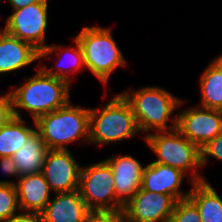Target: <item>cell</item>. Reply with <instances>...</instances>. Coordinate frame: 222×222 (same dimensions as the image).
<instances>
[{"instance_id":"29","label":"cell","mask_w":222,"mask_h":222,"mask_svg":"<svg viewBox=\"0 0 222 222\" xmlns=\"http://www.w3.org/2000/svg\"><path fill=\"white\" fill-rule=\"evenodd\" d=\"M44 0H7L9 6H11V10H17L20 8H24L30 4L39 3Z\"/></svg>"},{"instance_id":"13","label":"cell","mask_w":222,"mask_h":222,"mask_svg":"<svg viewBox=\"0 0 222 222\" xmlns=\"http://www.w3.org/2000/svg\"><path fill=\"white\" fill-rule=\"evenodd\" d=\"M105 160L112 168L116 197L125 205L142 187L144 165L132 155L116 154Z\"/></svg>"},{"instance_id":"2","label":"cell","mask_w":222,"mask_h":222,"mask_svg":"<svg viewBox=\"0 0 222 222\" xmlns=\"http://www.w3.org/2000/svg\"><path fill=\"white\" fill-rule=\"evenodd\" d=\"M68 81L47 75L40 67L36 74L10 90L14 116L22 118L19 110L30 113L32 120L66 106L70 102Z\"/></svg>"},{"instance_id":"31","label":"cell","mask_w":222,"mask_h":222,"mask_svg":"<svg viewBox=\"0 0 222 222\" xmlns=\"http://www.w3.org/2000/svg\"><path fill=\"white\" fill-rule=\"evenodd\" d=\"M85 222H92V215H91L90 218H89L87 221H85Z\"/></svg>"},{"instance_id":"4","label":"cell","mask_w":222,"mask_h":222,"mask_svg":"<svg viewBox=\"0 0 222 222\" xmlns=\"http://www.w3.org/2000/svg\"><path fill=\"white\" fill-rule=\"evenodd\" d=\"M36 130L48 149L68 150V144L81 140L89 144V107L72 105L42 115L35 120Z\"/></svg>"},{"instance_id":"18","label":"cell","mask_w":222,"mask_h":222,"mask_svg":"<svg viewBox=\"0 0 222 222\" xmlns=\"http://www.w3.org/2000/svg\"><path fill=\"white\" fill-rule=\"evenodd\" d=\"M188 198L196 205L201 222H222V198L209 181L193 183Z\"/></svg>"},{"instance_id":"11","label":"cell","mask_w":222,"mask_h":222,"mask_svg":"<svg viewBox=\"0 0 222 222\" xmlns=\"http://www.w3.org/2000/svg\"><path fill=\"white\" fill-rule=\"evenodd\" d=\"M176 200L169 194L153 193L142 187L123 206L128 222H168Z\"/></svg>"},{"instance_id":"9","label":"cell","mask_w":222,"mask_h":222,"mask_svg":"<svg viewBox=\"0 0 222 222\" xmlns=\"http://www.w3.org/2000/svg\"><path fill=\"white\" fill-rule=\"evenodd\" d=\"M177 113V129L199 149L222 133L221 110L195 105Z\"/></svg>"},{"instance_id":"23","label":"cell","mask_w":222,"mask_h":222,"mask_svg":"<svg viewBox=\"0 0 222 222\" xmlns=\"http://www.w3.org/2000/svg\"><path fill=\"white\" fill-rule=\"evenodd\" d=\"M168 222H201L196 205L187 197L176 201Z\"/></svg>"},{"instance_id":"12","label":"cell","mask_w":222,"mask_h":222,"mask_svg":"<svg viewBox=\"0 0 222 222\" xmlns=\"http://www.w3.org/2000/svg\"><path fill=\"white\" fill-rule=\"evenodd\" d=\"M185 177L192 185L193 182L181 170L150 162L143 169L142 188L153 193L169 194L178 201L187 198L190 193V189L185 192L180 188Z\"/></svg>"},{"instance_id":"3","label":"cell","mask_w":222,"mask_h":222,"mask_svg":"<svg viewBox=\"0 0 222 222\" xmlns=\"http://www.w3.org/2000/svg\"><path fill=\"white\" fill-rule=\"evenodd\" d=\"M140 133L130 103L121 93L98 108H89V144L103 146Z\"/></svg>"},{"instance_id":"8","label":"cell","mask_w":222,"mask_h":222,"mask_svg":"<svg viewBox=\"0 0 222 222\" xmlns=\"http://www.w3.org/2000/svg\"><path fill=\"white\" fill-rule=\"evenodd\" d=\"M48 2L49 0H44L12 10L2 29L9 35L31 44L39 52L44 50L49 45L46 44Z\"/></svg>"},{"instance_id":"30","label":"cell","mask_w":222,"mask_h":222,"mask_svg":"<svg viewBox=\"0 0 222 222\" xmlns=\"http://www.w3.org/2000/svg\"><path fill=\"white\" fill-rule=\"evenodd\" d=\"M222 67V53L218 56L214 58Z\"/></svg>"},{"instance_id":"17","label":"cell","mask_w":222,"mask_h":222,"mask_svg":"<svg viewBox=\"0 0 222 222\" xmlns=\"http://www.w3.org/2000/svg\"><path fill=\"white\" fill-rule=\"evenodd\" d=\"M15 188L20 211L41 213L53 193L41 172L20 176L15 183Z\"/></svg>"},{"instance_id":"16","label":"cell","mask_w":222,"mask_h":222,"mask_svg":"<svg viewBox=\"0 0 222 222\" xmlns=\"http://www.w3.org/2000/svg\"><path fill=\"white\" fill-rule=\"evenodd\" d=\"M39 59V51L24 42L0 30V74L11 73L26 68Z\"/></svg>"},{"instance_id":"21","label":"cell","mask_w":222,"mask_h":222,"mask_svg":"<svg viewBox=\"0 0 222 222\" xmlns=\"http://www.w3.org/2000/svg\"><path fill=\"white\" fill-rule=\"evenodd\" d=\"M201 101L198 106L222 111V67L213 59L199 77Z\"/></svg>"},{"instance_id":"15","label":"cell","mask_w":222,"mask_h":222,"mask_svg":"<svg viewBox=\"0 0 222 222\" xmlns=\"http://www.w3.org/2000/svg\"><path fill=\"white\" fill-rule=\"evenodd\" d=\"M73 43L74 45L68 47L61 46V44H52L48 45L44 50H41L39 52V59H42V61L43 59H46V57L51 59V55L53 53H56V57L58 59L54 67L52 66L51 68H49L45 65H39L40 68L47 75L64 79L71 84L73 80L72 75L77 74L79 71L82 72L83 68L85 69L84 57L81 46L75 38L73 40ZM65 61L67 62V65L66 63H64Z\"/></svg>"},{"instance_id":"22","label":"cell","mask_w":222,"mask_h":222,"mask_svg":"<svg viewBox=\"0 0 222 222\" xmlns=\"http://www.w3.org/2000/svg\"><path fill=\"white\" fill-rule=\"evenodd\" d=\"M13 179L0 180V222H5L20 211L18 197Z\"/></svg>"},{"instance_id":"19","label":"cell","mask_w":222,"mask_h":222,"mask_svg":"<svg viewBox=\"0 0 222 222\" xmlns=\"http://www.w3.org/2000/svg\"><path fill=\"white\" fill-rule=\"evenodd\" d=\"M48 150L36 131L11 157L16 164L19 175L40 173Z\"/></svg>"},{"instance_id":"6","label":"cell","mask_w":222,"mask_h":222,"mask_svg":"<svg viewBox=\"0 0 222 222\" xmlns=\"http://www.w3.org/2000/svg\"><path fill=\"white\" fill-rule=\"evenodd\" d=\"M144 141L156 155L153 162L177 168L188 173L190 180L195 182L205 181L198 169L201 167V151L190 142L177 128L171 131L153 132L144 136Z\"/></svg>"},{"instance_id":"26","label":"cell","mask_w":222,"mask_h":222,"mask_svg":"<svg viewBox=\"0 0 222 222\" xmlns=\"http://www.w3.org/2000/svg\"><path fill=\"white\" fill-rule=\"evenodd\" d=\"M5 222H44V219L40 212L19 211Z\"/></svg>"},{"instance_id":"20","label":"cell","mask_w":222,"mask_h":222,"mask_svg":"<svg viewBox=\"0 0 222 222\" xmlns=\"http://www.w3.org/2000/svg\"><path fill=\"white\" fill-rule=\"evenodd\" d=\"M24 118L13 117L0 127V157H12L24 143L37 131L33 120L27 125Z\"/></svg>"},{"instance_id":"25","label":"cell","mask_w":222,"mask_h":222,"mask_svg":"<svg viewBox=\"0 0 222 222\" xmlns=\"http://www.w3.org/2000/svg\"><path fill=\"white\" fill-rule=\"evenodd\" d=\"M14 117L13 103L10 91L0 94V127L4 126Z\"/></svg>"},{"instance_id":"27","label":"cell","mask_w":222,"mask_h":222,"mask_svg":"<svg viewBox=\"0 0 222 222\" xmlns=\"http://www.w3.org/2000/svg\"><path fill=\"white\" fill-rule=\"evenodd\" d=\"M92 222H128L122 211L92 213Z\"/></svg>"},{"instance_id":"7","label":"cell","mask_w":222,"mask_h":222,"mask_svg":"<svg viewBox=\"0 0 222 222\" xmlns=\"http://www.w3.org/2000/svg\"><path fill=\"white\" fill-rule=\"evenodd\" d=\"M79 192L93 213L120 212L123 209L124 205L115 194L112 168L105 159L81 167Z\"/></svg>"},{"instance_id":"28","label":"cell","mask_w":222,"mask_h":222,"mask_svg":"<svg viewBox=\"0 0 222 222\" xmlns=\"http://www.w3.org/2000/svg\"><path fill=\"white\" fill-rule=\"evenodd\" d=\"M0 171L9 177H15L14 180L18 181L20 177L16 164L11 157H0Z\"/></svg>"},{"instance_id":"14","label":"cell","mask_w":222,"mask_h":222,"mask_svg":"<svg viewBox=\"0 0 222 222\" xmlns=\"http://www.w3.org/2000/svg\"><path fill=\"white\" fill-rule=\"evenodd\" d=\"M41 212L44 222H85L92 215L79 190L55 193Z\"/></svg>"},{"instance_id":"5","label":"cell","mask_w":222,"mask_h":222,"mask_svg":"<svg viewBox=\"0 0 222 222\" xmlns=\"http://www.w3.org/2000/svg\"><path fill=\"white\" fill-rule=\"evenodd\" d=\"M74 38L81 46L85 68L102 84H108L114 70L127 66L110 27L83 26Z\"/></svg>"},{"instance_id":"1","label":"cell","mask_w":222,"mask_h":222,"mask_svg":"<svg viewBox=\"0 0 222 222\" xmlns=\"http://www.w3.org/2000/svg\"><path fill=\"white\" fill-rule=\"evenodd\" d=\"M121 94L132 107L140 133L148 136L153 131L177 128L178 113L175 111L185 102L178 96L159 86H145L137 90L129 88Z\"/></svg>"},{"instance_id":"10","label":"cell","mask_w":222,"mask_h":222,"mask_svg":"<svg viewBox=\"0 0 222 222\" xmlns=\"http://www.w3.org/2000/svg\"><path fill=\"white\" fill-rule=\"evenodd\" d=\"M81 166L70 149H49L41 173L54 193L79 190Z\"/></svg>"},{"instance_id":"24","label":"cell","mask_w":222,"mask_h":222,"mask_svg":"<svg viewBox=\"0 0 222 222\" xmlns=\"http://www.w3.org/2000/svg\"><path fill=\"white\" fill-rule=\"evenodd\" d=\"M201 151V167H207L209 158H215L222 162V133L210 140ZM210 156V157H209Z\"/></svg>"}]
</instances>
